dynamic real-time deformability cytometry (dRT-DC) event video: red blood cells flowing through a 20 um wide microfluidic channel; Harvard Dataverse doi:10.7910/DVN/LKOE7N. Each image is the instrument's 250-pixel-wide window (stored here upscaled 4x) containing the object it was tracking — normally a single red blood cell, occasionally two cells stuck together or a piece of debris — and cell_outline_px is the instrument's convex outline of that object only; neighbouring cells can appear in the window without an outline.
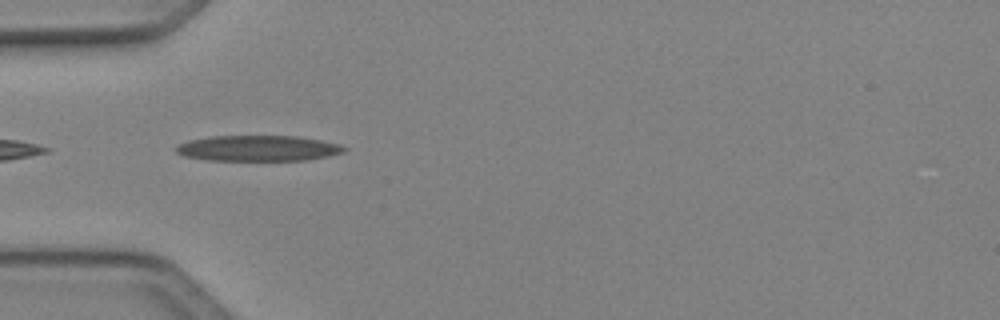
{"species": "Egyptian fruit bat (a non-hibernating species)", "species_latin": "Rousettus aegyptiacus", "temperature_condition": "cold", "stored_images_in_passage": 6, "camera_frame_rate_fps": 3000, "um_per_image_px": 0.085, "animal": {"sex": "female"}, "frame": {"image": 1, "passage_image": 2, "time_ms": 0.333, "image_size_px": [1000, 320], "cell_outline_px": [[348, 148], [344, 152], [328, 156], [304, 160], [208, 160], [184, 156], [176, 152], [176, 148], [180, 144], [188, 140], [212, 136], [296, 136], [320, 140], [336, 144]], "centroid_in_image_um": [21.92, 12.6], "position_along_channel_um": 63.1, "area_um2": 24.91}}